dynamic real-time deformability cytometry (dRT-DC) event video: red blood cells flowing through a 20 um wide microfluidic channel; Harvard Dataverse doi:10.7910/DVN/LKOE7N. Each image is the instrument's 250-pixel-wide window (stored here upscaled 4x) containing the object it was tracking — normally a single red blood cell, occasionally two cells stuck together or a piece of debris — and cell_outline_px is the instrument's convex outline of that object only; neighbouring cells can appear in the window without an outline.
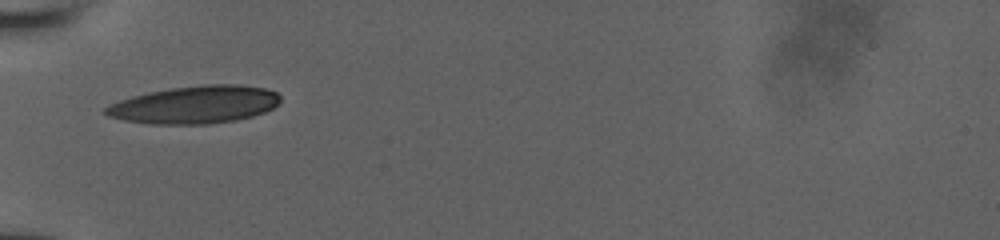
{"species": "human", "species_latin": "Homo sapiens", "temperature_condition": "room temperature", "stored_images_in_passage": 32, "camera_frame_rate_fps": 3000, "um_per_image_px": 0.085, "donor": {"sex": "male"}, "frame": {"image": 1, "passage_image": 1, "time_ms": 0.0, "image_size_px": [1000, 240], "cell_outline_px": [[280, 100], [272, 108], [264, 112], [252, 116], [236, 120], [208, 124], [148, 124], [124, 120], [108, 116], [100, 112], [108, 104], [132, 96], [148, 92], [172, 88], [204, 84], [236, 84], [264, 88], [276, 92], [280, 96]], "centroid_in_image_um": [16.51, 8.9], "position_along_channel_um": 68.5, "area_um2": 38.44}}
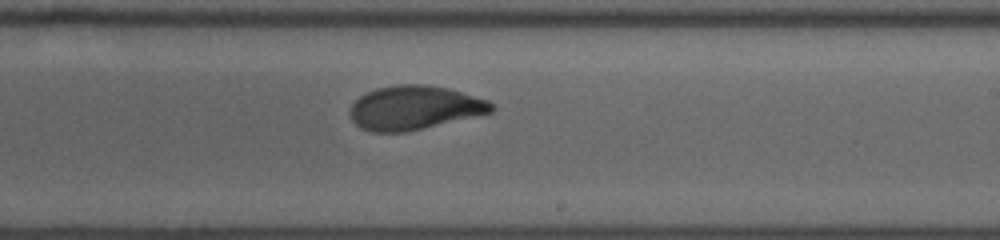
{"frame": {"image": 2, "passage_image": 17, "time_ms": 4.667, "image_size_px": [1000, 240], "cell_outline_px": [[496, 108], [492, 112], [404, 132], [372, 132], [360, 128], [352, 120], [348, 112], [352, 104], [360, 96], [376, 88], [396, 84], [424, 84], [448, 88], [488, 100]], "centroid_in_image_um": [35.19, 9.15], "position_along_channel_um": 253.8, "area_um2": 36.01}}
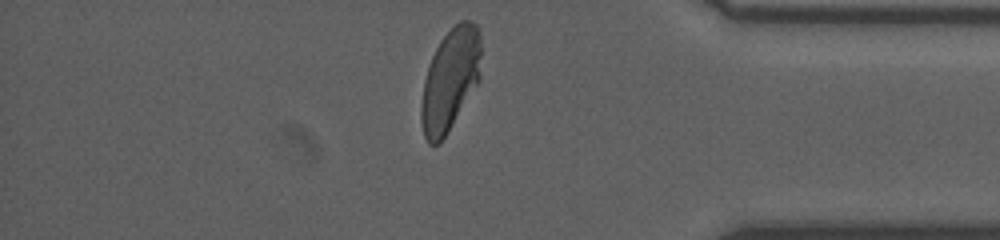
{"frame": {"image": 3, "passage_image": 31, "time_ms": 8.667, "image_size_px": [1000, 240], "cell_outline_px": [[480, 80], [440, 144], [428, 144], [424, 136], [420, 120], [420, 104], [424, 80], [432, 56], [440, 40], [460, 20], [472, 20], [480, 28]], "centroid_in_image_um": [38.26, 6.78], "position_along_channel_um": 396.9, "area_um2": 35.78}}